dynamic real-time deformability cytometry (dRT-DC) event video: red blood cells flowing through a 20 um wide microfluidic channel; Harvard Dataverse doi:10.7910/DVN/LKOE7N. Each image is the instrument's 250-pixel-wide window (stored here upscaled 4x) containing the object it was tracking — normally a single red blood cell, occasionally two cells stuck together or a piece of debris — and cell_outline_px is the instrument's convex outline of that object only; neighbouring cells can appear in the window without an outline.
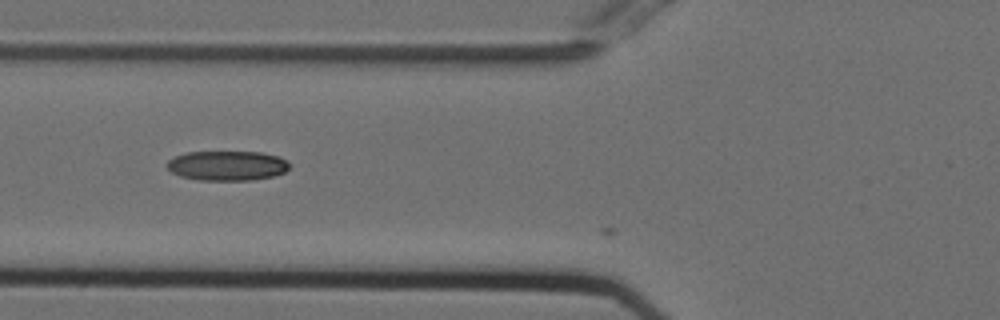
{"species": "Egyptian fruit bat (a non-hibernating species)", "species_latin": "Rousettus aegyptiacus", "temperature_condition": "cold", "stored_images_in_passage": 5, "camera_frame_rate_fps": 3000, "um_per_image_px": 0.085, "animal": {"sex": "female"}, "frame": {"image": 1, "passage_image": 3, "time_ms": 0.667, "image_size_px": [1000, 320], "cell_outline_px": [[288, 168], [284, 172], [272, 176], [252, 180], [200, 180], [180, 176], [172, 172], [164, 164], [168, 160], [184, 152], [260, 152], [280, 156], [288, 160]], "centroid_in_image_um": [19.29, 14.07], "position_along_channel_um": 106.5, "area_um2": 21.27}}